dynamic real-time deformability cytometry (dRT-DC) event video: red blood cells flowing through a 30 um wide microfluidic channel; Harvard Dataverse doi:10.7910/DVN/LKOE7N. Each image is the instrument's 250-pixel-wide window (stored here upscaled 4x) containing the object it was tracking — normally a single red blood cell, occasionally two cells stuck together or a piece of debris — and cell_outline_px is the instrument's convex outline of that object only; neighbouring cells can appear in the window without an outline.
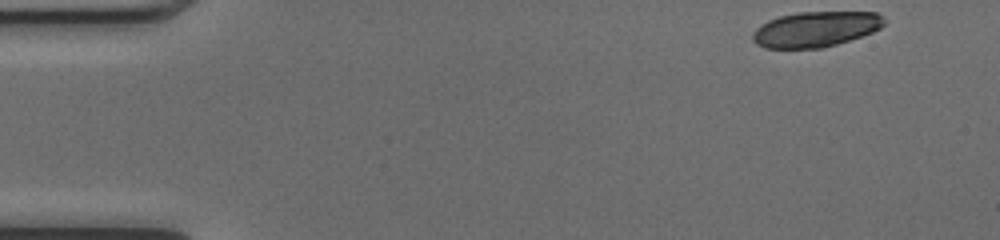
{"species": "common noctule bat (a hibernating species)", "species_latin": "Nyctalus noctula", "temperature_condition": "cold", "stored_images_in_passage": 15, "camera_frame_rate_fps": 3000, "um_per_image_px": 0.085, "animal": {"sex": "female", "body_mass_g": 17.0, "forearm_length_mm": 48.0}, "frame": {"image": 1, "passage_image": 1, "time_ms": 0.0, "image_size_px": [1000, 240], "cell_outline_px": [[884, 24], [880, 28], [872, 32], [836, 44], [820, 48], [764, 48], [756, 44], [752, 40], [752, 32], [756, 28], [768, 20], [780, 16], [796, 12], [876, 12], [884, 16]], "centroid_in_image_um": [69.3, 2.47], "position_along_channel_um": 15.7, "area_um2": 27.11}}